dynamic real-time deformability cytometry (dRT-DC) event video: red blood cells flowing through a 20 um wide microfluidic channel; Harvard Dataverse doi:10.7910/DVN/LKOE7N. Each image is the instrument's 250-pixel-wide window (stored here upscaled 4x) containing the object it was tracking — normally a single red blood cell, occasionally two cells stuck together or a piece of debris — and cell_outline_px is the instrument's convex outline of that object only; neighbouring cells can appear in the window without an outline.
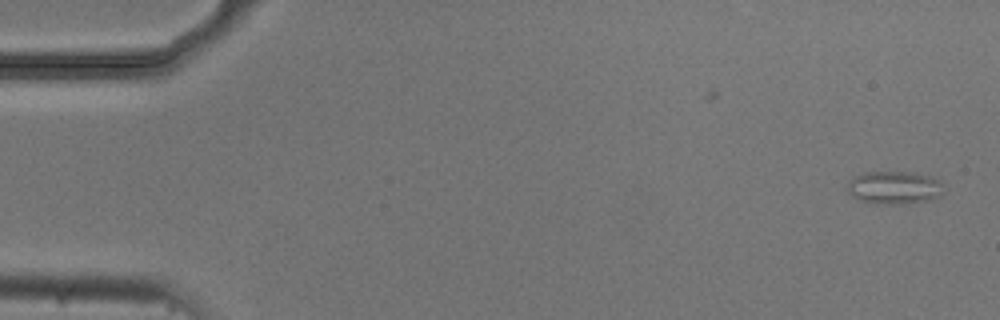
{"species": "common noctule bat (a hibernating species)", "species_latin": "Nyctalus noctula", "temperature_condition": "cold", "stored_images_in_passage": 7, "camera_frame_rate_fps": 3000, "um_per_image_px": 0.085, "animal": {"sex": "male", "body_mass_g": 20.5, "forearm_length_mm": 52.5}, "frame": {"image": 1, "passage_image": 1, "time_ms": 0.0, "image_size_px": [1000, 320], "cell_outline_px": [[944, 192], [940, 196], [928, 200], [900, 204], [888, 204], [860, 200], [852, 196], [848, 192], [848, 180], [852, 176], [864, 172], [904, 172], [932, 176], [940, 180], [944, 184]], "centroid_in_image_um": [76.03, 15.93], "position_along_channel_um": 9.0, "area_um2": 18.55}}
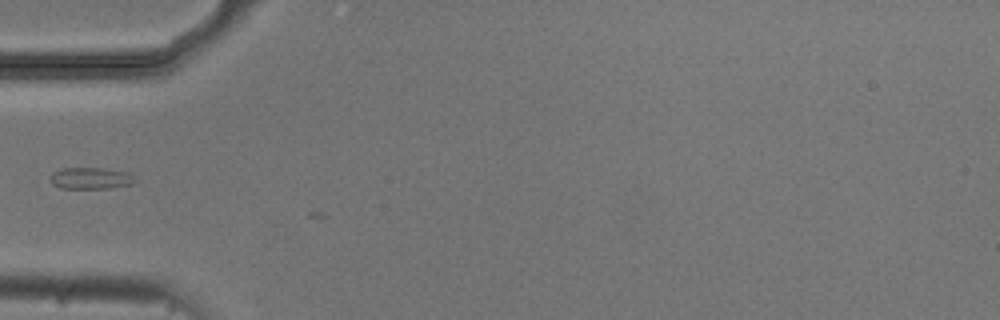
{"frame": {"image": 2, "passage_image": 5, "time_ms": 1.333, "image_size_px": [1000, 320], "cell_outline_px": [[136, 180], [132, 184], [108, 188], [60, 188], [52, 184], [48, 180], [52, 172], [64, 168], [104, 168], [128, 172]], "centroid_in_image_um": [7.67, 15.15], "position_along_channel_um": 77.3, "area_um2": 10.69}}
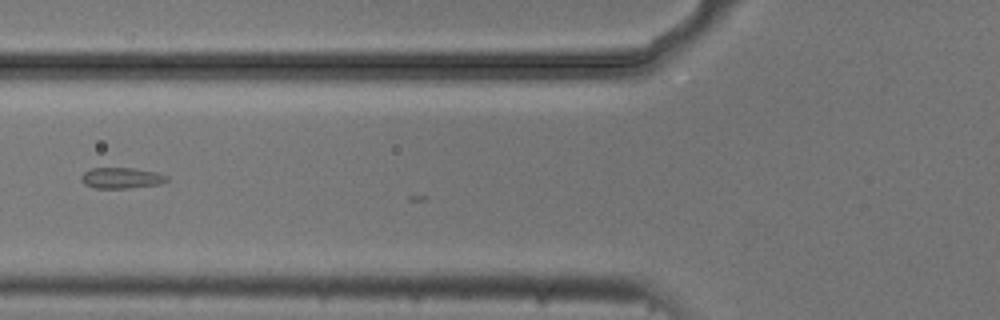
{"frame": {"image": 3, "passage_image": 6, "time_ms": 1.667, "image_size_px": [1000, 320], "cell_outline_px": [[168, 180], [160, 184], [128, 188], [96, 188], [84, 184], [80, 180], [80, 176], [84, 172], [92, 168], [136, 168], [156, 172], [168, 176]], "centroid_in_image_um": [10.31, 15.12], "position_along_channel_um": 115.5, "area_um2": 10.46}}